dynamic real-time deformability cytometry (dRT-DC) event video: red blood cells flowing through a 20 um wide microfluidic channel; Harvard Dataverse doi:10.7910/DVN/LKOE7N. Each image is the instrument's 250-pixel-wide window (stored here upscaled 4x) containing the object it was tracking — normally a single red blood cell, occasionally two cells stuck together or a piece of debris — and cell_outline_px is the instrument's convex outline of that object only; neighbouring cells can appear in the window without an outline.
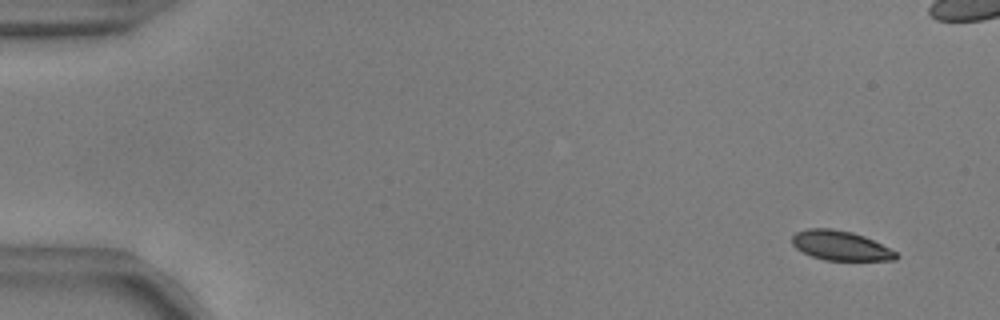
{"species": "common noctule bat (a hibernating species)", "species_latin": "Nyctalus noctula", "temperature_condition": "warm", "stored_images_in_passage": 56, "camera_frame_rate_fps": 3000, "um_per_image_px": 0.085, "animal": {"sex": "male", "body_mass_g": 17.9, "forearm_length_mm": 54.2}, "frame": {"image": 1, "passage_image": 4, "time_ms": 1.0, "image_size_px": [1000, 320], "cell_outline_px": [[900, 256], [896, 260], [824, 260], [812, 256], [796, 248], [792, 244], [792, 236], [796, 232], [808, 228], [832, 228], [852, 232], [864, 236], [896, 252]], "centroid_in_image_um": [71.43, 20.87], "position_along_channel_um": 13.6, "area_um2": 17.8}}
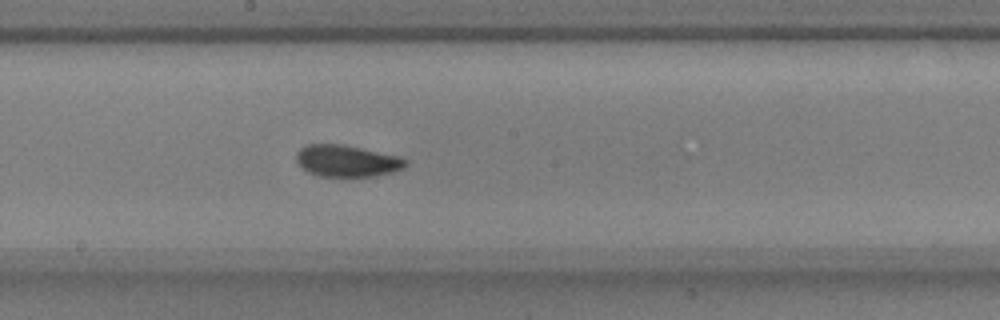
{"frame": {"image": 2, "passage_image": 31, "time_ms": 10.0, "image_size_px": [1000, 320], "cell_outline_px": [[408, 164], [404, 168], [392, 172], [372, 176], [320, 176], [308, 172], [296, 160], [296, 152], [300, 148], [308, 144], [340, 144], [360, 148], [396, 156], [408, 160]], "centroid_in_image_um": [29.47, 13.68], "position_along_channel_um": 218.7, "area_um2": 19.88}}
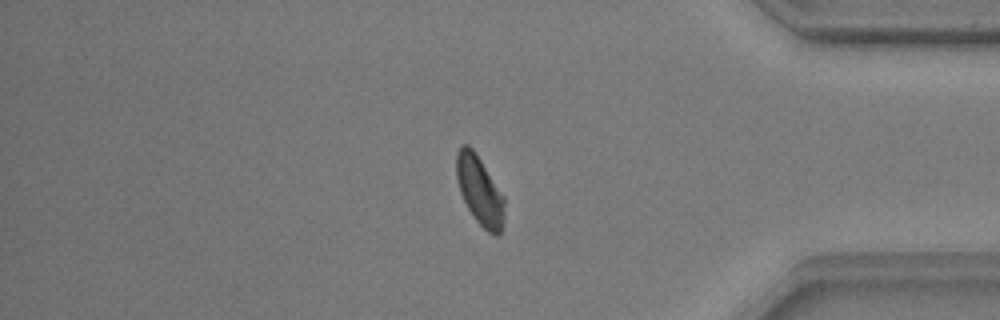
{"frame": {"image": 3, "passage_image": 47, "time_ms": 15.333, "image_size_px": [1000, 320], "cell_outline_px": [[504, 220], [500, 236], [496, 236], [488, 232], [472, 216], [460, 192], [456, 180], [456, 152], [460, 144], [468, 144], [476, 152], [504, 196]], "centroid_in_image_um": [40.76, 16.18], "position_along_channel_um": 394.4, "area_um2": 19.54}, "authors_computed_cell_mechanics": {"area_um2": 19.5364, "velocity_mm_per_s": 3.7196, "shape_relaxation_time_tau1_ms": 3.3667, "shape_relaxation_time_tau2_ms": 1.5226, "deformation_change_tau1": 0.1209, "deformation_change_tau2": 0.0605}}